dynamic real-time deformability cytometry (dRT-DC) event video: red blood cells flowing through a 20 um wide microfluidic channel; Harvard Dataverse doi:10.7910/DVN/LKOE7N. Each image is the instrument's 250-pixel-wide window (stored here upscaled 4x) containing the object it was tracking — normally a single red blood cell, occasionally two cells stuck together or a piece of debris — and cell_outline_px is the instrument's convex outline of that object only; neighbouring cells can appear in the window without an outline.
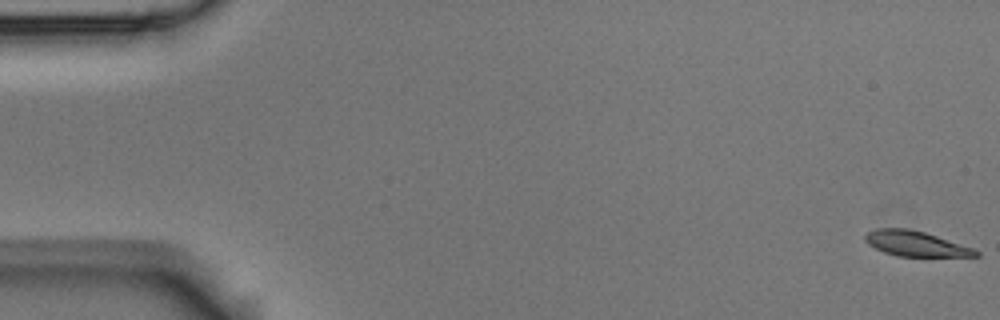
{"species": "Egyptian fruit bat (a non-hibernating species)", "species_latin": "Rousettus aegyptiacus", "temperature_condition": "room temperature", "stored_images_in_passage": 11, "camera_frame_rate_fps": 3000, "um_per_image_px": 0.085, "animal": {"sex": "male"}, "frame": {"image": 1, "passage_image": 1, "time_ms": 0.0, "image_size_px": [1000, 320], "cell_outline_px": [[980, 256], [896, 256], [884, 252], [868, 244], [864, 240], [864, 236], [868, 232], [876, 228], [908, 228], [924, 232], [972, 248], [980, 252]], "centroid_in_image_um": [77.78, 20.71], "position_along_channel_um": 7.2, "area_um2": 16.01}}
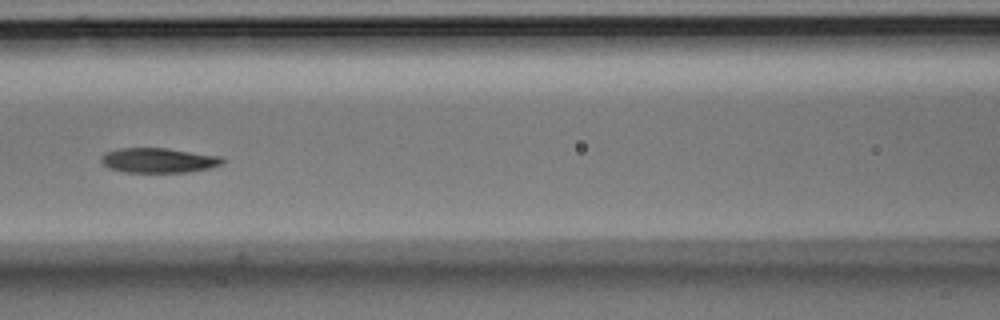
{"frame": {"image": 2, "passage_image": 7, "time_ms": 2.0, "image_size_px": [1000, 320], "cell_outline_px": [[224, 164], [208, 168], [188, 172], [124, 172], [108, 168], [100, 160], [100, 156], [104, 152], [120, 148], [168, 148], [220, 156], [224, 160]], "centroid_in_image_um": [13.45, 13.62], "position_along_channel_um": 153.2, "area_um2": 17.63}}
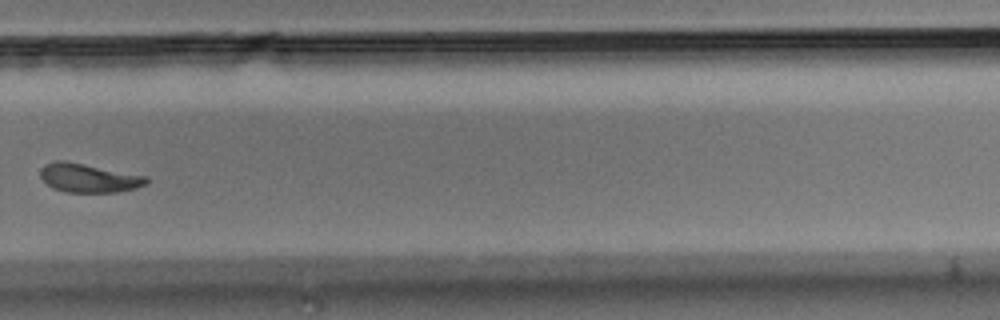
{"frame": {"image": 3, "passage_image": 11, "time_ms": 3.333, "image_size_px": [1000, 320], "cell_outline_px": [[148, 184], [136, 188], [116, 192], [64, 192], [52, 188], [40, 176], [40, 168], [44, 164], [56, 160], [64, 160], [148, 176]], "centroid_in_image_um": [7.54, 15.12], "position_along_channel_um": 322.3, "area_um2": 17.92}}